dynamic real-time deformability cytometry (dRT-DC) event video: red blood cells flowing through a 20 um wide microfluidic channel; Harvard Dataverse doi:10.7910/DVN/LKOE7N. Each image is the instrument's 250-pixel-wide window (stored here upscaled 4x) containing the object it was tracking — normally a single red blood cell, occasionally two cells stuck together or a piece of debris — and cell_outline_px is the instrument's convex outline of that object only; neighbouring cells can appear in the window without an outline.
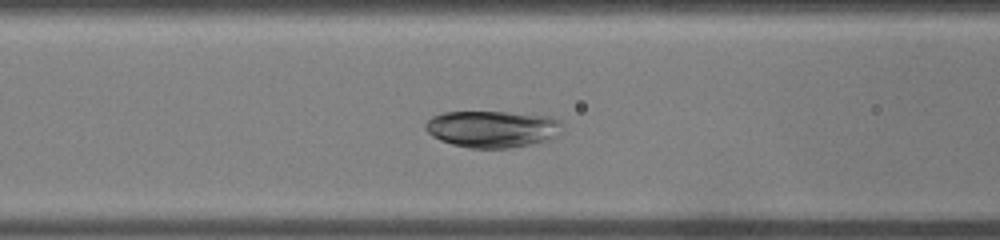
{"species": "common noctule bat (a hibernating species)", "species_latin": "Nyctalus noctula", "temperature_condition": "warm", "stored_images_in_passage": 33, "camera_frame_rate_fps": 3000, "um_per_image_px": 0.085, "animal": {"sex": "male", "body_mass_g": 19.0, "forearm_length_mm": 50.8}, "frame": {"image": 1, "passage_image": 11, "time_ms": 3.333, "image_size_px": [1000, 240], "cell_outline_px": [[564, 132], [552, 140], [532, 144], [508, 148], [472, 148], [452, 144], [440, 140], [432, 136], [424, 128], [424, 124], [432, 116], [444, 112], [504, 112], [552, 116], [560, 120]], "centroid_in_image_um": [41.91, 10.96], "position_along_channel_um": 124.7, "area_um2": 29.77}}
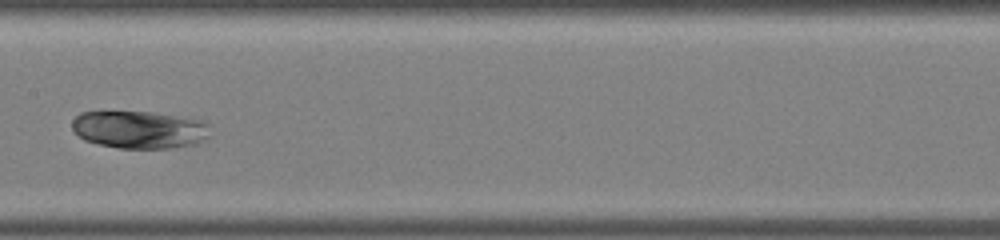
{"frame": {"image": 2, "passage_image": 15, "time_ms": 4.667, "image_size_px": [1000, 240], "cell_outline_px": [[208, 136], [204, 140], [196, 144], [172, 148], [120, 148], [100, 144], [84, 140], [72, 128], [72, 120], [80, 112], [152, 112], [208, 120]], "centroid_in_image_um": [11.9, 11.01], "position_along_channel_um": 195.5, "area_um2": 30.35}}
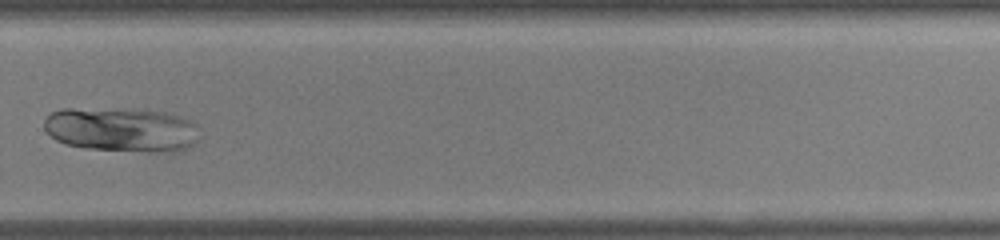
{"frame": {"image": 3, "passage_image": 22, "time_ms": 7.0, "image_size_px": [1000, 240], "cell_outline_px": [[200, 140], [176, 152], [152, 152], [84, 148], [64, 144], [56, 140], [44, 128], [44, 120], [52, 112], [60, 108], [72, 108], [168, 112], [192, 120], [196, 124]], "centroid_in_image_um": [10.35, 11.03], "position_along_channel_um": 319.4, "area_um2": 40.11}}